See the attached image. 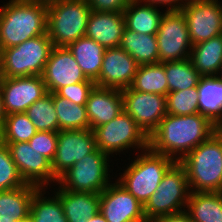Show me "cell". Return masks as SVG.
Wrapping results in <instances>:
<instances>
[{
	"label": "cell",
	"mask_w": 222,
	"mask_h": 222,
	"mask_svg": "<svg viewBox=\"0 0 222 222\" xmlns=\"http://www.w3.org/2000/svg\"><path fill=\"white\" fill-rule=\"evenodd\" d=\"M8 146L0 141V191L24 186Z\"/></svg>",
	"instance_id": "obj_36"
},
{
	"label": "cell",
	"mask_w": 222,
	"mask_h": 222,
	"mask_svg": "<svg viewBox=\"0 0 222 222\" xmlns=\"http://www.w3.org/2000/svg\"><path fill=\"white\" fill-rule=\"evenodd\" d=\"M47 33V4L9 0L0 7V50Z\"/></svg>",
	"instance_id": "obj_2"
},
{
	"label": "cell",
	"mask_w": 222,
	"mask_h": 222,
	"mask_svg": "<svg viewBox=\"0 0 222 222\" xmlns=\"http://www.w3.org/2000/svg\"><path fill=\"white\" fill-rule=\"evenodd\" d=\"M0 222H17V221H4V220H0Z\"/></svg>",
	"instance_id": "obj_47"
},
{
	"label": "cell",
	"mask_w": 222,
	"mask_h": 222,
	"mask_svg": "<svg viewBox=\"0 0 222 222\" xmlns=\"http://www.w3.org/2000/svg\"><path fill=\"white\" fill-rule=\"evenodd\" d=\"M125 29L123 12L91 11L85 36L107 48L119 47Z\"/></svg>",
	"instance_id": "obj_20"
},
{
	"label": "cell",
	"mask_w": 222,
	"mask_h": 222,
	"mask_svg": "<svg viewBox=\"0 0 222 222\" xmlns=\"http://www.w3.org/2000/svg\"><path fill=\"white\" fill-rule=\"evenodd\" d=\"M42 77L49 93L87 80L70 50L67 47L56 46L50 53Z\"/></svg>",
	"instance_id": "obj_18"
},
{
	"label": "cell",
	"mask_w": 222,
	"mask_h": 222,
	"mask_svg": "<svg viewBox=\"0 0 222 222\" xmlns=\"http://www.w3.org/2000/svg\"><path fill=\"white\" fill-rule=\"evenodd\" d=\"M189 195L185 169L179 162H175L144 205L146 219L185 211Z\"/></svg>",
	"instance_id": "obj_7"
},
{
	"label": "cell",
	"mask_w": 222,
	"mask_h": 222,
	"mask_svg": "<svg viewBox=\"0 0 222 222\" xmlns=\"http://www.w3.org/2000/svg\"><path fill=\"white\" fill-rule=\"evenodd\" d=\"M147 222H192L186 211L164 215L147 220Z\"/></svg>",
	"instance_id": "obj_40"
},
{
	"label": "cell",
	"mask_w": 222,
	"mask_h": 222,
	"mask_svg": "<svg viewBox=\"0 0 222 222\" xmlns=\"http://www.w3.org/2000/svg\"><path fill=\"white\" fill-rule=\"evenodd\" d=\"M46 188H39L32 196L29 220L31 222H68L60 199L54 194L44 197Z\"/></svg>",
	"instance_id": "obj_30"
},
{
	"label": "cell",
	"mask_w": 222,
	"mask_h": 222,
	"mask_svg": "<svg viewBox=\"0 0 222 222\" xmlns=\"http://www.w3.org/2000/svg\"><path fill=\"white\" fill-rule=\"evenodd\" d=\"M39 187L31 184L0 191V220L23 222L29 219L32 196Z\"/></svg>",
	"instance_id": "obj_22"
},
{
	"label": "cell",
	"mask_w": 222,
	"mask_h": 222,
	"mask_svg": "<svg viewBox=\"0 0 222 222\" xmlns=\"http://www.w3.org/2000/svg\"><path fill=\"white\" fill-rule=\"evenodd\" d=\"M58 189L54 193L61 201L68 222H88L99 212V193L68 191L60 186Z\"/></svg>",
	"instance_id": "obj_21"
},
{
	"label": "cell",
	"mask_w": 222,
	"mask_h": 222,
	"mask_svg": "<svg viewBox=\"0 0 222 222\" xmlns=\"http://www.w3.org/2000/svg\"><path fill=\"white\" fill-rule=\"evenodd\" d=\"M91 9L87 0H52L47 4V34L56 47L85 36Z\"/></svg>",
	"instance_id": "obj_5"
},
{
	"label": "cell",
	"mask_w": 222,
	"mask_h": 222,
	"mask_svg": "<svg viewBox=\"0 0 222 222\" xmlns=\"http://www.w3.org/2000/svg\"><path fill=\"white\" fill-rule=\"evenodd\" d=\"M53 103L58 115L59 131L90 129L86 105L73 104L53 93Z\"/></svg>",
	"instance_id": "obj_31"
},
{
	"label": "cell",
	"mask_w": 222,
	"mask_h": 222,
	"mask_svg": "<svg viewBox=\"0 0 222 222\" xmlns=\"http://www.w3.org/2000/svg\"><path fill=\"white\" fill-rule=\"evenodd\" d=\"M16 1H18V2L49 4L52 0H16Z\"/></svg>",
	"instance_id": "obj_43"
},
{
	"label": "cell",
	"mask_w": 222,
	"mask_h": 222,
	"mask_svg": "<svg viewBox=\"0 0 222 222\" xmlns=\"http://www.w3.org/2000/svg\"><path fill=\"white\" fill-rule=\"evenodd\" d=\"M92 11L123 12L132 0H87Z\"/></svg>",
	"instance_id": "obj_39"
},
{
	"label": "cell",
	"mask_w": 222,
	"mask_h": 222,
	"mask_svg": "<svg viewBox=\"0 0 222 222\" xmlns=\"http://www.w3.org/2000/svg\"><path fill=\"white\" fill-rule=\"evenodd\" d=\"M97 149L91 129L58 131L57 148L51 162L53 175L58 179L76 162Z\"/></svg>",
	"instance_id": "obj_13"
},
{
	"label": "cell",
	"mask_w": 222,
	"mask_h": 222,
	"mask_svg": "<svg viewBox=\"0 0 222 222\" xmlns=\"http://www.w3.org/2000/svg\"><path fill=\"white\" fill-rule=\"evenodd\" d=\"M164 69L168 82V93L197 87L201 78L189 58L164 62Z\"/></svg>",
	"instance_id": "obj_32"
},
{
	"label": "cell",
	"mask_w": 222,
	"mask_h": 222,
	"mask_svg": "<svg viewBox=\"0 0 222 222\" xmlns=\"http://www.w3.org/2000/svg\"><path fill=\"white\" fill-rule=\"evenodd\" d=\"M141 153L131 160V164L116 181L144 206L176 161L149 147Z\"/></svg>",
	"instance_id": "obj_4"
},
{
	"label": "cell",
	"mask_w": 222,
	"mask_h": 222,
	"mask_svg": "<svg viewBox=\"0 0 222 222\" xmlns=\"http://www.w3.org/2000/svg\"><path fill=\"white\" fill-rule=\"evenodd\" d=\"M179 163L185 169L190 193L222 192V129L191 150Z\"/></svg>",
	"instance_id": "obj_3"
},
{
	"label": "cell",
	"mask_w": 222,
	"mask_h": 222,
	"mask_svg": "<svg viewBox=\"0 0 222 222\" xmlns=\"http://www.w3.org/2000/svg\"><path fill=\"white\" fill-rule=\"evenodd\" d=\"M86 111L91 130L110 122L123 112L121 90L95 85L89 93Z\"/></svg>",
	"instance_id": "obj_19"
},
{
	"label": "cell",
	"mask_w": 222,
	"mask_h": 222,
	"mask_svg": "<svg viewBox=\"0 0 222 222\" xmlns=\"http://www.w3.org/2000/svg\"><path fill=\"white\" fill-rule=\"evenodd\" d=\"M186 209L192 222H222V192L190 193Z\"/></svg>",
	"instance_id": "obj_28"
},
{
	"label": "cell",
	"mask_w": 222,
	"mask_h": 222,
	"mask_svg": "<svg viewBox=\"0 0 222 222\" xmlns=\"http://www.w3.org/2000/svg\"><path fill=\"white\" fill-rule=\"evenodd\" d=\"M197 89L199 113L222 129V81L218 76H201Z\"/></svg>",
	"instance_id": "obj_23"
},
{
	"label": "cell",
	"mask_w": 222,
	"mask_h": 222,
	"mask_svg": "<svg viewBox=\"0 0 222 222\" xmlns=\"http://www.w3.org/2000/svg\"><path fill=\"white\" fill-rule=\"evenodd\" d=\"M25 112L5 115L0 126V141L3 143L29 142L37 133Z\"/></svg>",
	"instance_id": "obj_33"
},
{
	"label": "cell",
	"mask_w": 222,
	"mask_h": 222,
	"mask_svg": "<svg viewBox=\"0 0 222 222\" xmlns=\"http://www.w3.org/2000/svg\"><path fill=\"white\" fill-rule=\"evenodd\" d=\"M138 66L135 59L124 49L107 48L95 85L120 90L128 88L133 82Z\"/></svg>",
	"instance_id": "obj_17"
},
{
	"label": "cell",
	"mask_w": 222,
	"mask_h": 222,
	"mask_svg": "<svg viewBox=\"0 0 222 222\" xmlns=\"http://www.w3.org/2000/svg\"><path fill=\"white\" fill-rule=\"evenodd\" d=\"M123 111L150 136L167 115L166 96L139 92L130 87L122 89Z\"/></svg>",
	"instance_id": "obj_12"
},
{
	"label": "cell",
	"mask_w": 222,
	"mask_h": 222,
	"mask_svg": "<svg viewBox=\"0 0 222 222\" xmlns=\"http://www.w3.org/2000/svg\"><path fill=\"white\" fill-rule=\"evenodd\" d=\"M142 4L138 0H132L124 9L125 27L138 33L157 34L164 12L159 11L157 7L160 6Z\"/></svg>",
	"instance_id": "obj_24"
},
{
	"label": "cell",
	"mask_w": 222,
	"mask_h": 222,
	"mask_svg": "<svg viewBox=\"0 0 222 222\" xmlns=\"http://www.w3.org/2000/svg\"><path fill=\"white\" fill-rule=\"evenodd\" d=\"M53 47L46 33L1 49L2 78L42 76Z\"/></svg>",
	"instance_id": "obj_6"
},
{
	"label": "cell",
	"mask_w": 222,
	"mask_h": 222,
	"mask_svg": "<svg viewBox=\"0 0 222 222\" xmlns=\"http://www.w3.org/2000/svg\"><path fill=\"white\" fill-rule=\"evenodd\" d=\"M218 130L200 113L186 116L167 114L149 136V148L179 162Z\"/></svg>",
	"instance_id": "obj_1"
},
{
	"label": "cell",
	"mask_w": 222,
	"mask_h": 222,
	"mask_svg": "<svg viewBox=\"0 0 222 222\" xmlns=\"http://www.w3.org/2000/svg\"><path fill=\"white\" fill-rule=\"evenodd\" d=\"M0 92L5 115L26 112L48 93L42 76L2 78Z\"/></svg>",
	"instance_id": "obj_15"
},
{
	"label": "cell",
	"mask_w": 222,
	"mask_h": 222,
	"mask_svg": "<svg viewBox=\"0 0 222 222\" xmlns=\"http://www.w3.org/2000/svg\"><path fill=\"white\" fill-rule=\"evenodd\" d=\"M99 211L107 222H147L144 206L117 181L100 193Z\"/></svg>",
	"instance_id": "obj_16"
},
{
	"label": "cell",
	"mask_w": 222,
	"mask_h": 222,
	"mask_svg": "<svg viewBox=\"0 0 222 222\" xmlns=\"http://www.w3.org/2000/svg\"><path fill=\"white\" fill-rule=\"evenodd\" d=\"M109 159L97 148L63 173L56 184L68 191L100 194L110 184Z\"/></svg>",
	"instance_id": "obj_8"
},
{
	"label": "cell",
	"mask_w": 222,
	"mask_h": 222,
	"mask_svg": "<svg viewBox=\"0 0 222 222\" xmlns=\"http://www.w3.org/2000/svg\"><path fill=\"white\" fill-rule=\"evenodd\" d=\"M119 47L129 53L138 65L159 63L156 34L138 33L125 27Z\"/></svg>",
	"instance_id": "obj_27"
},
{
	"label": "cell",
	"mask_w": 222,
	"mask_h": 222,
	"mask_svg": "<svg viewBox=\"0 0 222 222\" xmlns=\"http://www.w3.org/2000/svg\"><path fill=\"white\" fill-rule=\"evenodd\" d=\"M220 71H221V73H218L217 76H218V78L222 81V75H221V74H222V65H221Z\"/></svg>",
	"instance_id": "obj_46"
},
{
	"label": "cell",
	"mask_w": 222,
	"mask_h": 222,
	"mask_svg": "<svg viewBox=\"0 0 222 222\" xmlns=\"http://www.w3.org/2000/svg\"><path fill=\"white\" fill-rule=\"evenodd\" d=\"M180 10L192 45L222 34V4L218 0H189Z\"/></svg>",
	"instance_id": "obj_11"
},
{
	"label": "cell",
	"mask_w": 222,
	"mask_h": 222,
	"mask_svg": "<svg viewBox=\"0 0 222 222\" xmlns=\"http://www.w3.org/2000/svg\"><path fill=\"white\" fill-rule=\"evenodd\" d=\"M197 87L169 92L166 96V111L170 115H193L199 113Z\"/></svg>",
	"instance_id": "obj_35"
},
{
	"label": "cell",
	"mask_w": 222,
	"mask_h": 222,
	"mask_svg": "<svg viewBox=\"0 0 222 222\" xmlns=\"http://www.w3.org/2000/svg\"><path fill=\"white\" fill-rule=\"evenodd\" d=\"M94 86L95 82L87 79L83 82L61 87L55 93L73 104L86 105L89 93Z\"/></svg>",
	"instance_id": "obj_37"
},
{
	"label": "cell",
	"mask_w": 222,
	"mask_h": 222,
	"mask_svg": "<svg viewBox=\"0 0 222 222\" xmlns=\"http://www.w3.org/2000/svg\"><path fill=\"white\" fill-rule=\"evenodd\" d=\"M88 222H107L105 217L99 211L96 215L88 219Z\"/></svg>",
	"instance_id": "obj_42"
},
{
	"label": "cell",
	"mask_w": 222,
	"mask_h": 222,
	"mask_svg": "<svg viewBox=\"0 0 222 222\" xmlns=\"http://www.w3.org/2000/svg\"><path fill=\"white\" fill-rule=\"evenodd\" d=\"M4 117H5V114H4L3 107H2V96H1V92H0V126L3 122Z\"/></svg>",
	"instance_id": "obj_44"
},
{
	"label": "cell",
	"mask_w": 222,
	"mask_h": 222,
	"mask_svg": "<svg viewBox=\"0 0 222 222\" xmlns=\"http://www.w3.org/2000/svg\"><path fill=\"white\" fill-rule=\"evenodd\" d=\"M2 79V63H1V50H0V81Z\"/></svg>",
	"instance_id": "obj_45"
},
{
	"label": "cell",
	"mask_w": 222,
	"mask_h": 222,
	"mask_svg": "<svg viewBox=\"0 0 222 222\" xmlns=\"http://www.w3.org/2000/svg\"><path fill=\"white\" fill-rule=\"evenodd\" d=\"M189 59L201 76H217L222 65V34L193 45Z\"/></svg>",
	"instance_id": "obj_25"
},
{
	"label": "cell",
	"mask_w": 222,
	"mask_h": 222,
	"mask_svg": "<svg viewBox=\"0 0 222 222\" xmlns=\"http://www.w3.org/2000/svg\"><path fill=\"white\" fill-rule=\"evenodd\" d=\"M57 135L58 132L38 131L29 140V144L31 147L37 149L40 154H42L52 162L57 148Z\"/></svg>",
	"instance_id": "obj_38"
},
{
	"label": "cell",
	"mask_w": 222,
	"mask_h": 222,
	"mask_svg": "<svg viewBox=\"0 0 222 222\" xmlns=\"http://www.w3.org/2000/svg\"><path fill=\"white\" fill-rule=\"evenodd\" d=\"M67 48L87 79L95 82L100 75L105 48L87 36L79 38Z\"/></svg>",
	"instance_id": "obj_26"
},
{
	"label": "cell",
	"mask_w": 222,
	"mask_h": 222,
	"mask_svg": "<svg viewBox=\"0 0 222 222\" xmlns=\"http://www.w3.org/2000/svg\"><path fill=\"white\" fill-rule=\"evenodd\" d=\"M130 88L139 92L167 96L168 82L164 63L139 65Z\"/></svg>",
	"instance_id": "obj_29"
},
{
	"label": "cell",
	"mask_w": 222,
	"mask_h": 222,
	"mask_svg": "<svg viewBox=\"0 0 222 222\" xmlns=\"http://www.w3.org/2000/svg\"><path fill=\"white\" fill-rule=\"evenodd\" d=\"M96 147L108 156L132 148L145 150L149 136L124 111L110 122L93 129Z\"/></svg>",
	"instance_id": "obj_9"
},
{
	"label": "cell",
	"mask_w": 222,
	"mask_h": 222,
	"mask_svg": "<svg viewBox=\"0 0 222 222\" xmlns=\"http://www.w3.org/2000/svg\"><path fill=\"white\" fill-rule=\"evenodd\" d=\"M141 3L167 7V10H180L189 0H138ZM185 1V2H184Z\"/></svg>",
	"instance_id": "obj_41"
},
{
	"label": "cell",
	"mask_w": 222,
	"mask_h": 222,
	"mask_svg": "<svg viewBox=\"0 0 222 222\" xmlns=\"http://www.w3.org/2000/svg\"><path fill=\"white\" fill-rule=\"evenodd\" d=\"M25 113L37 131H59V121L53 103V93L48 92L44 97L34 102Z\"/></svg>",
	"instance_id": "obj_34"
},
{
	"label": "cell",
	"mask_w": 222,
	"mask_h": 222,
	"mask_svg": "<svg viewBox=\"0 0 222 222\" xmlns=\"http://www.w3.org/2000/svg\"><path fill=\"white\" fill-rule=\"evenodd\" d=\"M156 34L159 62L188 59L193 47L187 21L181 10H165Z\"/></svg>",
	"instance_id": "obj_10"
},
{
	"label": "cell",
	"mask_w": 222,
	"mask_h": 222,
	"mask_svg": "<svg viewBox=\"0 0 222 222\" xmlns=\"http://www.w3.org/2000/svg\"><path fill=\"white\" fill-rule=\"evenodd\" d=\"M5 144L8 146L12 160L25 183L47 189L48 185L51 187L52 183L58 181L53 175L51 161L40 154L37 149L31 147L29 142Z\"/></svg>",
	"instance_id": "obj_14"
}]
</instances>
